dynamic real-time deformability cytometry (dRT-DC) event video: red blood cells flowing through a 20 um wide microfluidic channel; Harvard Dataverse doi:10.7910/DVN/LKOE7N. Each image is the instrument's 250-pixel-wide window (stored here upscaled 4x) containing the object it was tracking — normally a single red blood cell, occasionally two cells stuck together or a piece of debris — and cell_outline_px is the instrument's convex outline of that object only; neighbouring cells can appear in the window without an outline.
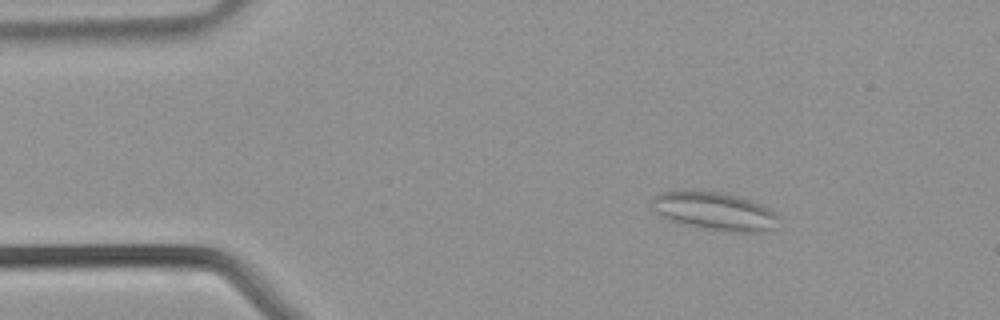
{"species": "common noctule bat (a hibernating species)", "species_latin": "Nyctalus noctula", "temperature_condition": "warm", "stored_images_in_passage": 37, "camera_frame_rate_fps": 3000, "um_per_image_px": 0.085, "animal": {"sex": "male", "body_mass_g": 21.5, "forearm_length_mm": 52.0}, "frame": {"image": 1, "passage_image": 2, "time_ms": 0.333, "image_size_px": [1000, 320], "cell_outline_px": [[780, 216], [776, 228], [768, 232], [712, 232], [676, 224], [664, 220], [652, 208], [652, 200], [660, 192], [676, 188], [724, 192], [740, 196], [752, 200], [768, 208]], "centroid_in_image_um": [60.69, 17.96], "position_along_channel_um": 24.3, "area_um2": 29.94}}
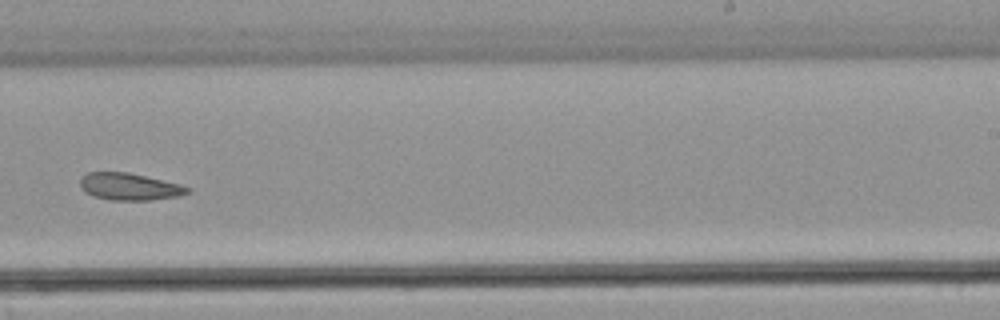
{"frame": {"image": 2, "passage_image": 21, "time_ms": 6.667, "image_size_px": [1000, 320], "cell_outline_px": [[192, 192], [180, 196], [152, 200], [108, 200], [92, 196], [84, 192], [80, 188], [80, 180], [88, 172], [128, 172], [180, 184], [192, 188]], "centroid_in_image_um": [11.03, 15.88], "position_along_channel_um": 278.0, "area_um2": 17.17}}
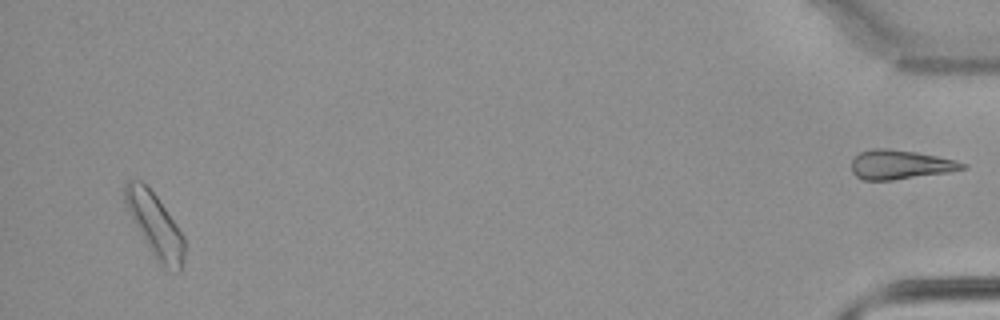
{"frame": {"image": 3, "passage_image": 35, "time_ms": 11.333, "image_size_px": [1000, 320], "cell_outline_px": [[184, 256], [180, 272], [176, 272], [164, 268], [156, 260], [128, 212], [124, 204], [124, 184], [128, 180], [140, 180], [156, 196], [176, 224], [184, 236]], "centroid_in_image_um": [13.17, 19.15], "position_along_channel_um": 422.0, "area_um2": 21.68}}